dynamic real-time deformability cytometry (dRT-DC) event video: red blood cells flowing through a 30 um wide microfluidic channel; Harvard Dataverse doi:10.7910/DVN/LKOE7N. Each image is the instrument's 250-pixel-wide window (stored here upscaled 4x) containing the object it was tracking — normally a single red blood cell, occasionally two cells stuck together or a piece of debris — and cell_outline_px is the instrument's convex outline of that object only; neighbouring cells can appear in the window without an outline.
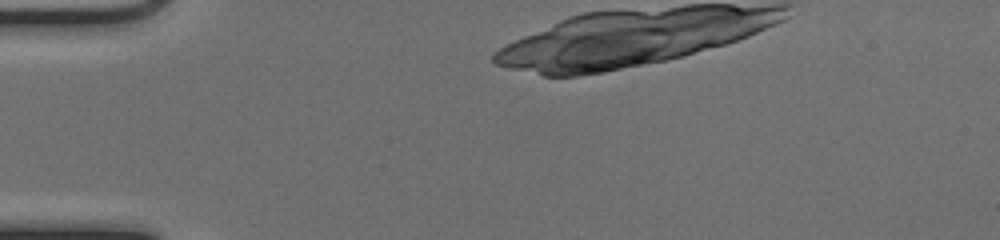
{"species": "common noctule bat (a hibernating species)", "species_latin": "Nyctalus noctula", "temperature_condition": "cold", "stored_images_in_passage": 3, "camera_frame_rate_fps": 3000, "um_per_image_px": 0.085, "animal": {"sex": "female", "body_mass_g": 17.0, "forearm_length_mm": 48.0}, "frame": {"image": 1, "passage_image": 1, "time_ms": 0.0, "image_size_px": [1000, 240], "cell_outline_px": [[716, 44], [676, 56], [656, 60], [592, 72], [560, 76], [552, 76], [544, 72], [556, 60], [644, 48], [696, 44]], "centroid_in_image_um": [52.48, 5.05], "position_along_channel_um": 32.5, "area_um2": 15.43}}